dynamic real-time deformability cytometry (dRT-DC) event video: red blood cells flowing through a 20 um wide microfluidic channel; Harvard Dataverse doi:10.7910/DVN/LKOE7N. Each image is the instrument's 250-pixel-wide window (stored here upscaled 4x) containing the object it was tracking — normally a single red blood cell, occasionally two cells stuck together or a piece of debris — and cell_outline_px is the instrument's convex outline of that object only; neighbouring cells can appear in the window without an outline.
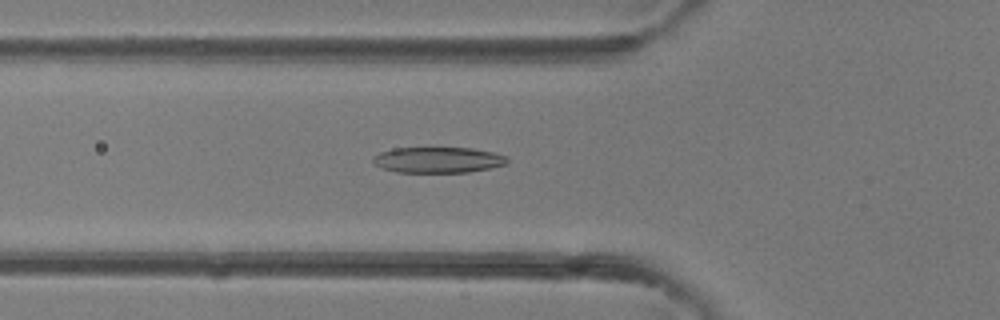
{"species": "common noctule bat (a hibernating species)", "species_latin": "Nyctalus noctula", "temperature_condition": "room temperature", "stored_images_in_passage": 41, "camera_frame_rate_fps": 3000, "um_per_image_px": 0.085, "animal": {"sex": "female"}, "frame": {"image": 1, "passage_image": 15, "time_ms": 4.667, "image_size_px": [1000, 320], "cell_outline_px": [[508, 164], [492, 168], [468, 172], [396, 172], [380, 168], [372, 160], [372, 156], [380, 152], [392, 148], [472, 148], [492, 152], [504, 156], [508, 160]], "centroid_in_image_um": [37.21, 13.59], "position_along_channel_um": 88.6, "area_um2": 20.23}}
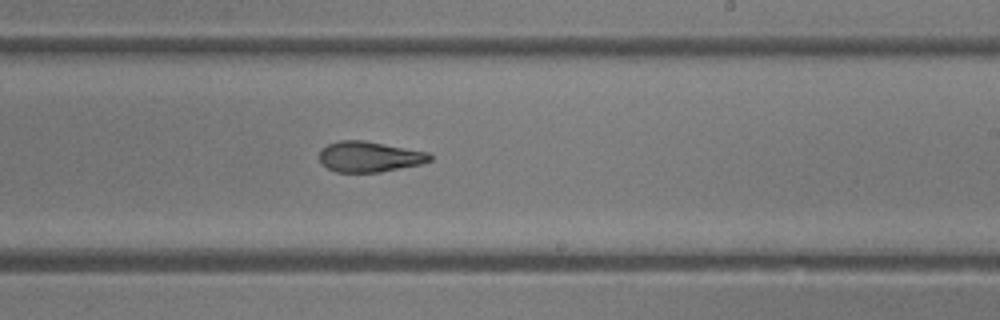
{"frame": {"image": 2, "passage_image": 25, "time_ms": 8.0, "image_size_px": [1000, 320], "cell_outline_px": [[432, 160], [420, 164], [380, 172], [336, 172], [328, 168], [320, 160], [320, 148], [328, 144], [340, 140], [364, 140], [428, 152], [432, 156]], "centroid_in_image_um": [31.39, 13.31], "position_along_channel_um": 257.6, "area_um2": 19.59}}
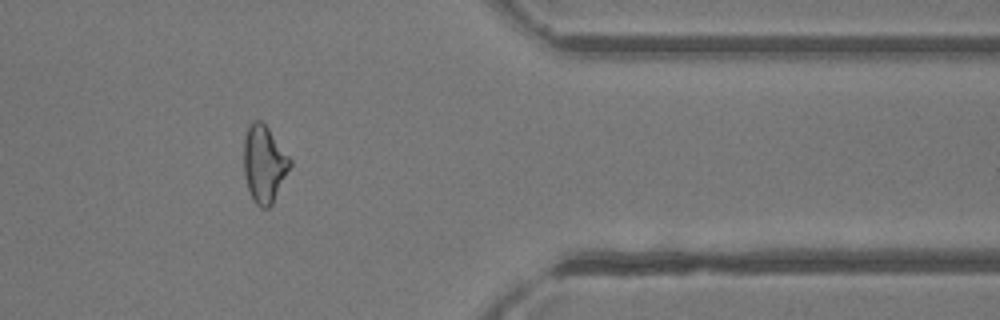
{"frame": {"image": 3, "passage_image": 34, "time_ms": 11.0, "image_size_px": [1000, 320], "cell_outline_px": [[292, 164], [272, 204], [268, 208], [260, 208], [252, 200], [244, 176], [244, 140], [248, 128], [252, 120], [260, 120], [268, 128], [292, 160]], "centroid_in_image_um": [22.45, 13.95], "position_along_channel_um": 389.0, "area_um2": 20.69}}